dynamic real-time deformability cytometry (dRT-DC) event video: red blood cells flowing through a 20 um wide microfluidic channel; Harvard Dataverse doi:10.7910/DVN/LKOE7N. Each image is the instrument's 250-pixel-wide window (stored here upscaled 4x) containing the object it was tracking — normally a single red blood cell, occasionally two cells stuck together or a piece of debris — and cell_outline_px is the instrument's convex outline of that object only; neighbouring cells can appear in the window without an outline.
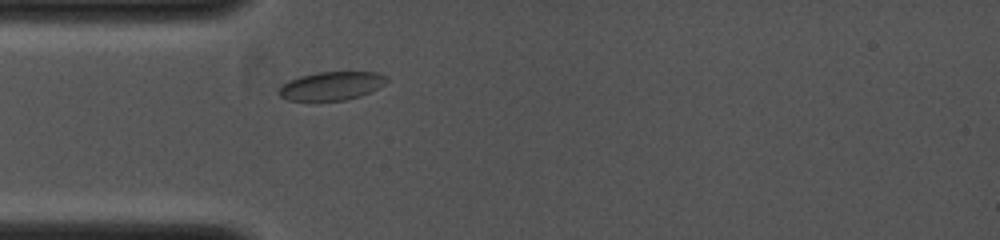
{"species": "common noctule bat (a hibernating species)", "species_latin": "Nyctalus noctula", "temperature_condition": "cold", "stored_images_in_passage": 1, "camera_frame_rate_fps": 4000, "um_per_image_px": 0.085, "animal": {"sex": "female", "body_mass_g": 19.0, "forearm_length_mm": 53.3}, "frame": {"image": 1, "passage_image": 1, "time_ms": 0.0, "image_size_px": [1000, 240], "cell_outline_px": [[388, 80], [384, 84], [360, 96], [344, 100], [288, 100], [280, 96], [276, 92], [288, 80], [300, 76], [316, 72], [376, 72], [388, 76]], "centroid_in_image_um": [28.16, 7.29], "position_along_channel_um": 56.8, "area_um2": 17.74}}